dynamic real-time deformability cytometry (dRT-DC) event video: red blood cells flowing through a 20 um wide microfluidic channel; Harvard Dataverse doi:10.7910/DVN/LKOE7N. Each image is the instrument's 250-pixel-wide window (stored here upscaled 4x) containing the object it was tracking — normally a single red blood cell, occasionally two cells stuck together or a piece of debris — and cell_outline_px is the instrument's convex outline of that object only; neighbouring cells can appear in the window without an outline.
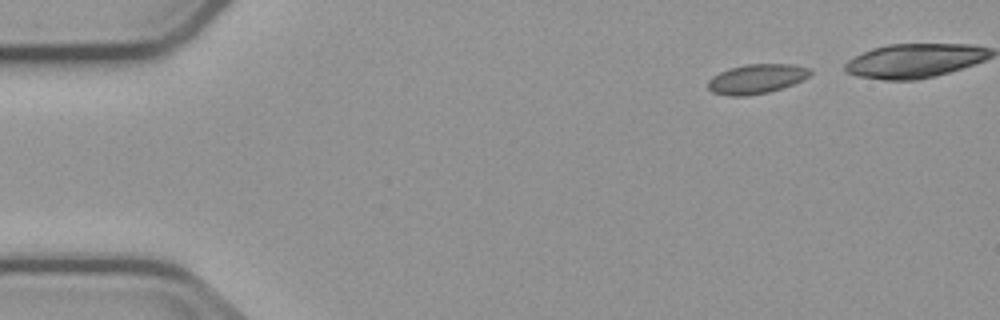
{"species": "common noctule bat (a hibernating species)", "species_latin": "Nyctalus noctula", "temperature_condition": "cold", "stored_images_in_passage": 4, "camera_frame_rate_fps": 3000, "um_per_image_px": 0.085, "animal": {"sex": "male", "body_mass_g": 23.1, "forearm_length_mm": 52.7}, "frame": {"image": 1, "passage_image": 1, "time_ms": 0.0, "image_size_px": [1000, 320], "cell_outline_px": [[812, 72], [808, 76], [792, 84], [768, 92], [744, 96], [732, 96], [712, 92], [708, 88], [708, 80], [712, 76], [728, 68], [744, 64], [792, 64], [808, 68]], "centroid_in_image_um": [64.25, 6.69], "position_along_channel_um": 20.7, "area_um2": 17.4}}